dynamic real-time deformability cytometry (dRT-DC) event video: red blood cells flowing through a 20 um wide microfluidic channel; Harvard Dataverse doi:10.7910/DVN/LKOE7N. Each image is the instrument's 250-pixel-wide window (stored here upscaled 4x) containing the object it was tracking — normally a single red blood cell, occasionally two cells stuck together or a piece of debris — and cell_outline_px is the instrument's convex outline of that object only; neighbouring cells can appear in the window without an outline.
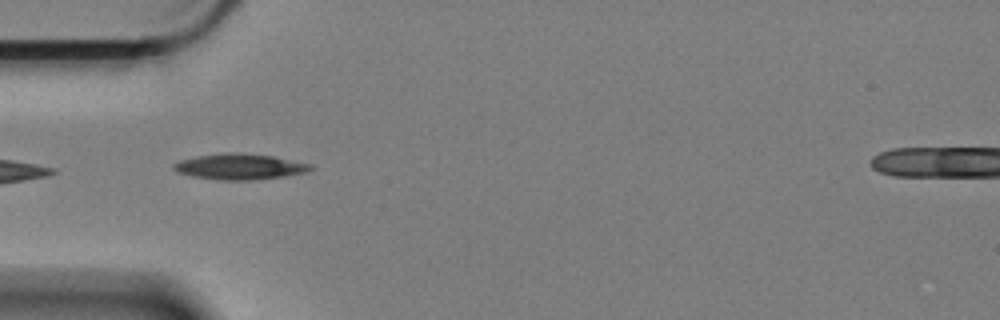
{"species": "Egyptian fruit bat (a non-hibernating species)", "species_latin": "Rousettus aegyptiacus", "temperature_condition": "cold", "stored_images_in_passage": 14, "camera_frame_rate_fps": 3000, "um_per_image_px": 0.085, "animal": {"sex": "female"}, "frame": {"image": 1, "passage_image": 1, "time_ms": 0.0, "image_size_px": [1000, 320], "cell_outline_px": [[312, 168], [304, 172], [280, 176], [248, 180], [224, 180], [192, 176], [176, 172], [172, 168], [172, 164], [180, 160], [196, 156], [228, 152], [240, 152], [272, 156], [312, 164]], "centroid_in_image_um": [20.3, 14.15], "position_along_channel_um": 64.7, "area_um2": 20.29}}